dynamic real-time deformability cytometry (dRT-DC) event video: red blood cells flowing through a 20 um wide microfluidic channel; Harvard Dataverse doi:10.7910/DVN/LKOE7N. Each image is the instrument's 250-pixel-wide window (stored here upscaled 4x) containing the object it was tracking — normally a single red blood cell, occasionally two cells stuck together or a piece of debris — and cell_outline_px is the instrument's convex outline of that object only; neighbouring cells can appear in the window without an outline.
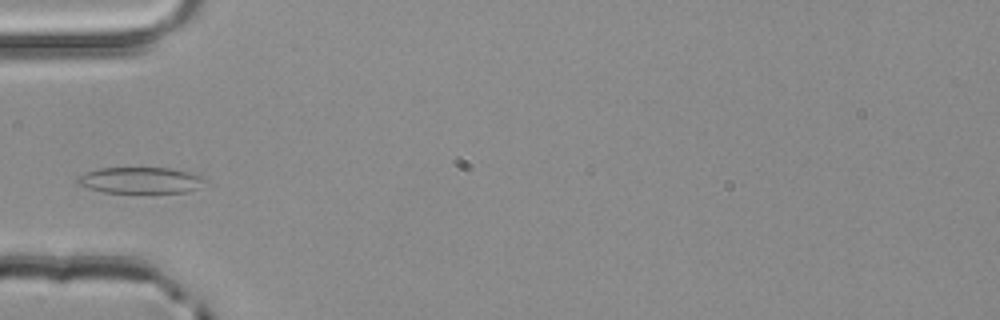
{"species": "common noctule bat (a hibernating species)", "species_latin": "Nyctalus noctula", "temperature_condition": "room temperature", "stored_images_in_passage": 3, "camera_frame_rate_fps": 3000, "um_per_image_px": 0.085, "animal": {"sex": "male", "body_mass_g": 20.4}, "frame": {"image": 1, "passage_image": 3, "time_ms": 0.667, "image_size_px": [1000, 320], "cell_outline_px": [[208, 180], [196, 188], [188, 192], [104, 192], [88, 188], [76, 184], [76, 180], [84, 172], [100, 168], [168, 168], [188, 172], [204, 176]], "centroid_in_image_um": [11.93, 15.32], "position_along_channel_um": 73.1, "area_um2": 19.36}}